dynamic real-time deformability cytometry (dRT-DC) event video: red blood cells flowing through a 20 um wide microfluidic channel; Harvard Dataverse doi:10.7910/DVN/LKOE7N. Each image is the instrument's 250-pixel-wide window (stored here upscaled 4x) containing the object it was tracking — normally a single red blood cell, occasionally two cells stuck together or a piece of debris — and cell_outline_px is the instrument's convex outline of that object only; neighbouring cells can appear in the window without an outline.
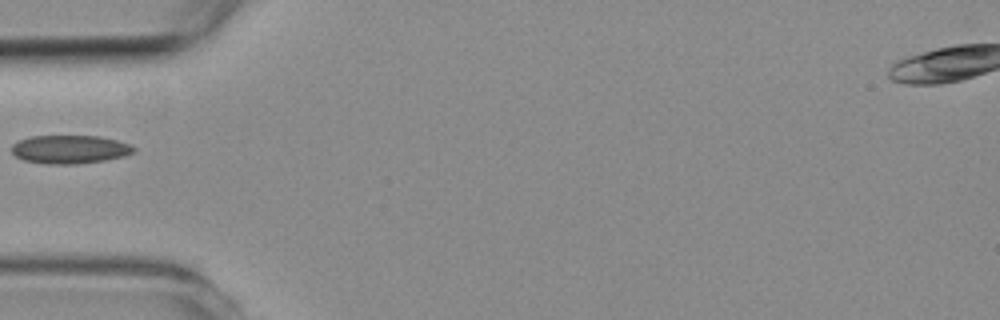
{"species": "common noctule bat (a hibernating species)", "species_latin": "Nyctalus noctula", "temperature_condition": "room temperature", "stored_images_in_passage": 3, "camera_frame_rate_fps": 3000, "um_per_image_px": 0.085, "animal": {"sex": "female", "body_mass_g": 19.3, "forearm_length_mm": 54.1}, "frame": {"image": 1, "passage_image": 2, "time_ms": 1.0, "image_size_px": [1000, 320], "cell_outline_px": [[136, 152], [124, 156], [104, 160], [76, 164], [48, 164], [24, 160], [16, 156], [12, 152], [12, 144], [20, 140], [32, 136], [100, 136], [116, 140], [128, 144], [136, 148]], "centroid_in_image_um": [5.95, 12.69], "position_along_channel_um": 79.1, "area_um2": 20.11}}
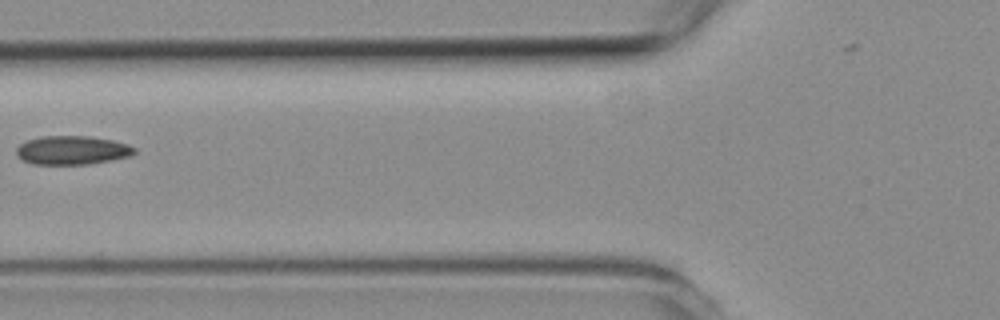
{"frame": {"image": 2, "passage_image": 3, "time_ms": 2.0, "image_size_px": [1000, 320], "cell_outline_px": [[136, 152], [132, 156], [88, 164], [32, 164], [16, 156], [16, 148], [20, 144], [28, 140], [40, 136], [92, 136], [112, 140], [128, 144], [136, 148]], "centroid_in_image_um": [6.15, 12.76], "position_along_channel_um": 119.7, "area_um2": 19.88}}